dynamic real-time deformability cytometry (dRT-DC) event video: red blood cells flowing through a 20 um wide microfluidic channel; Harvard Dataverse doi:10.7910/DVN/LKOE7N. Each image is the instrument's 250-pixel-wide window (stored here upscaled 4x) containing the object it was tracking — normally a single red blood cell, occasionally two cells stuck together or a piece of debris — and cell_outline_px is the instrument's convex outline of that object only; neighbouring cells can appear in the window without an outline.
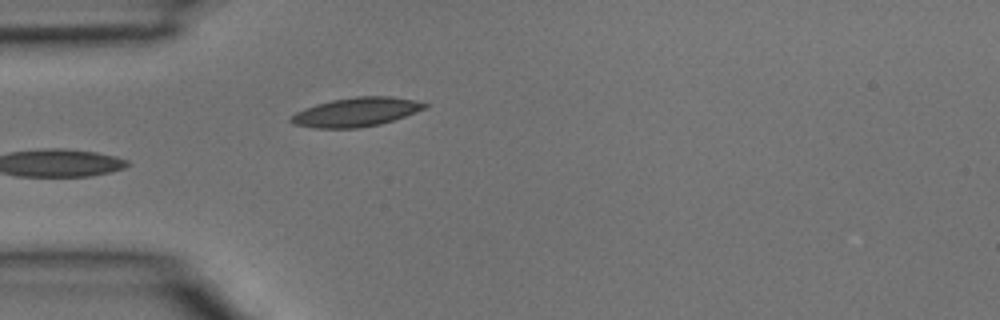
{"species": "common noctule bat (a hibernating species)", "species_latin": "Nyctalus noctula", "temperature_condition": "room temperature", "stored_images_in_passage": 4, "camera_frame_rate_fps": 3000, "um_per_image_px": 0.085, "animal": {"sex": "male", "body_mass_g": 15.6}, "frame": {"image": 1, "passage_image": 4, "time_ms": 1.0, "image_size_px": [1000, 320], "cell_outline_px": [[428, 108], [380, 124], [356, 128], [316, 128], [292, 124], [288, 120], [296, 112], [316, 104], [332, 100], [356, 96], [392, 96], [412, 100], [428, 104]], "centroid_in_image_um": [30.26, 9.52], "position_along_channel_um": 54.7, "area_um2": 22.43}}